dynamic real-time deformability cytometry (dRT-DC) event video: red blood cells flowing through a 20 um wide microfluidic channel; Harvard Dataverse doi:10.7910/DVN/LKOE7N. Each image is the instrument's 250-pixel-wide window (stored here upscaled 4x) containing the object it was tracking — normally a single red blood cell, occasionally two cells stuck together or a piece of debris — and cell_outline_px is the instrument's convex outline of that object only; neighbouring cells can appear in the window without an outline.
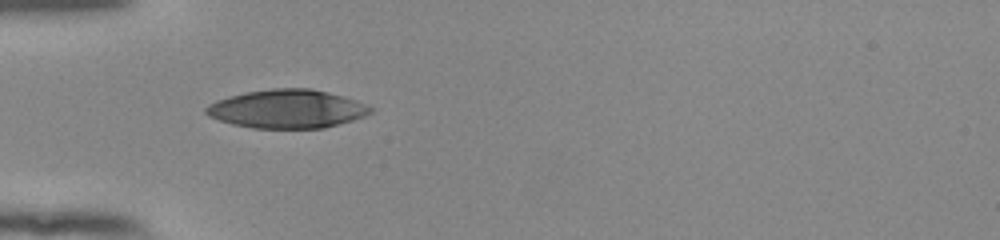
{"species": "human", "species_latin": "Homo sapiens", "temperature_condition": "room temperature", "stored_images_in_passage": 37, "camera_frame_rate_fps": 3000, "um_per_image_px": 0.085, "donor": {"sex": "female"}, "frame": {"image": 1, "passage_image": 1, "time_ms": 0.0, "image_size_px": [1000, 240], "cell_outline_px": [[372, 112], [364, 116], [352, 120], [324, 128], [252, 128], [232, 124], [208, 116], [204, 112], [204, 108], [208, 104], [216, 100], [228, 96], [248, 92], [272, 88], [308, 88], [328, 92], [356, 100], [372, 108]], "centroid_in_image_um": [24.36, 9.26], "position_along_channel_um": 60.6, "area_um2": 36.82}}
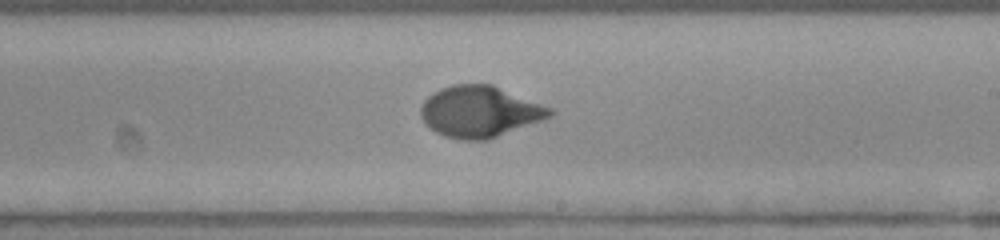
{"frame": {"image": 2, "passage_image": 16, "time_ms": 5.0, "image_size_px": [1000, 240], "cell_outline_px": [[556, 112], [552, 116], [544, 120], [488, 140], [460, 140], [444, 136], [428, 128], [424, 124], [420, 116], [420, 108], [424, 100], [428, 96], [440, 88], [452, 84], [492, 84], [552, 108]], "centroid_in_image_um": [40.77, 9.5], "position_along_channel_um": 248.2, "area_um2": 39.02}}
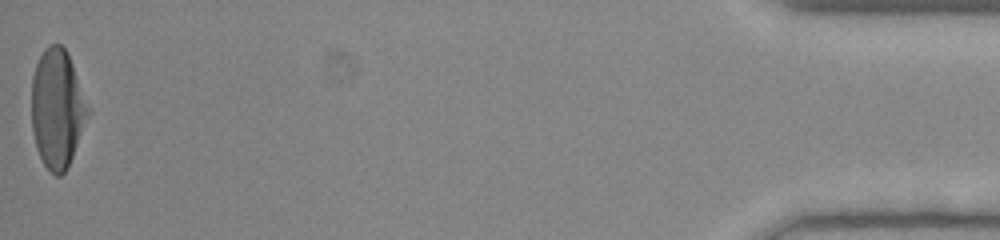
{"frame": {"image": 3, "passage_image": 37, "time_ms": 12.0, "image_size_px": [1000, 240], "cell_outline_px": [[92, 112], [68, 168], [60, 176], [56, 176], [48, 172], [36, 148], [32, 132], [32, 76], [36, 64], [44, 48], [48, 44], [60, 44], [68, 52], [92, 108]], "centroid_in_image_um": [4.92, 9.24], "position_along_channel_um": 430.3, "area_um2": 40.23}, "authors_computed_cell_mechanics": {"area_um2": 38.2058, "velocity_mm_per_s": 3.8614, "shape_relaxation_time_tau1_ms": 4.2934, "shape_relaxation_time_tau2_ms": null, "deformation_change_tau1": 0.2386, "deformation_change_tau2": null}}